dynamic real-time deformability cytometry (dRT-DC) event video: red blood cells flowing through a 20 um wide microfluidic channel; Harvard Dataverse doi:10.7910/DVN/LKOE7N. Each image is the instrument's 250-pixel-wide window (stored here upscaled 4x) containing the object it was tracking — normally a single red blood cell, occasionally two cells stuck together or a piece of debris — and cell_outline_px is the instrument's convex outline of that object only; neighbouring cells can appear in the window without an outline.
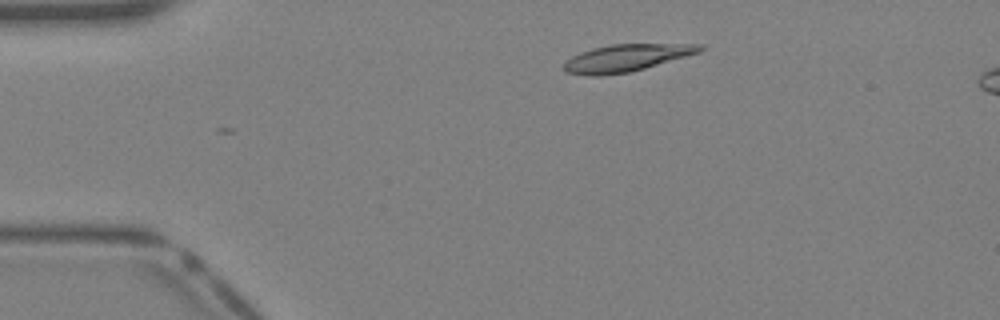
{"species": "Egyptian fruit bat (a non-hibernating species)", "species_latin": "Rousettus aegyptiacus", "temperature_condition": "warm", "stored_images_in_passage": 37, "camera_frame_rate_fps": 3000, "um_per_image_px": 0.085, "animal": {"sex": "female"}, "frame": {"image": 1, "passage_image": 5, "time_ms": 1.333, "image_size_px": [1000, 320], "cell_outline_px": [[704, 48], [700, 52], [644, 68], [628, 72], [600, 76], [588, 76], [564, 72], [564, 60], [580, 52], [612, 44], [704, 44]], "centroid_in_image_um": [53.2, 4.93], "position_along_channel_um": 31.8, "area_um2": 21.39}}
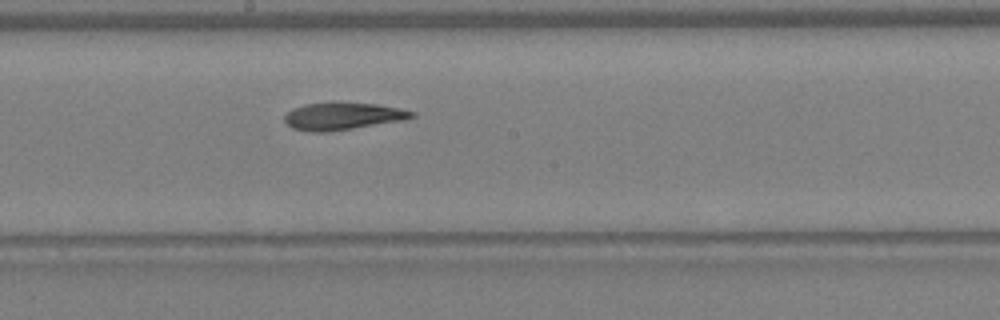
{"frame": {"image": 2, "passage_image": 19, "time_ms": 6.0, "image_size_px": [1000, 320], "cell_outline_px": [[416, 116], [404, 120], [352, 128], [324, 132], [312, 132], [292, 128], [284, 120], [284, 116], [292, 108], [304, 104], [332, 100], [336, 100], [376, 104], [416, 112]], "centroid_in_image_um": [29.09, 9.83], "position_along_channel_um": 219.1, "area_um2": 20.63}}
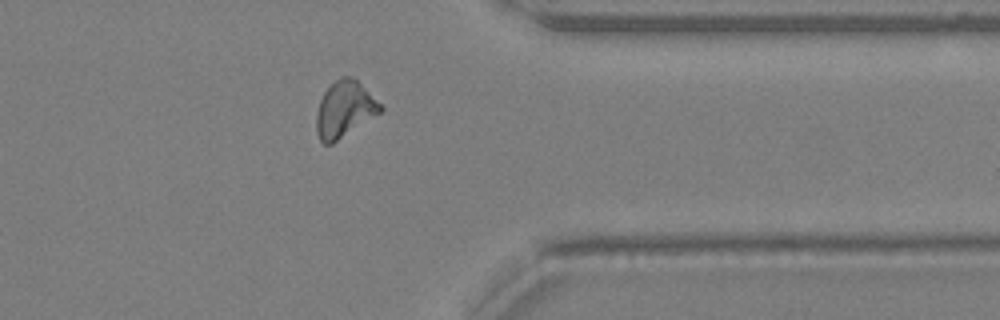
{"frame": {"image": 3, "passage_image": 29, "time_ms": 9.333, "image_size_px": [1000, 320], "cell_outline_px": [[384, 108], [380, 112], [332, 144], [324, 144], [320, 140], [316, 132], [316, 112], [320, 100], [324, 92], [340, 76], [352, 76]], "centroid_in_image_um": [29.24, 9.3], "position_along_channel_um": 382.2, "area_um2": 20.52}}